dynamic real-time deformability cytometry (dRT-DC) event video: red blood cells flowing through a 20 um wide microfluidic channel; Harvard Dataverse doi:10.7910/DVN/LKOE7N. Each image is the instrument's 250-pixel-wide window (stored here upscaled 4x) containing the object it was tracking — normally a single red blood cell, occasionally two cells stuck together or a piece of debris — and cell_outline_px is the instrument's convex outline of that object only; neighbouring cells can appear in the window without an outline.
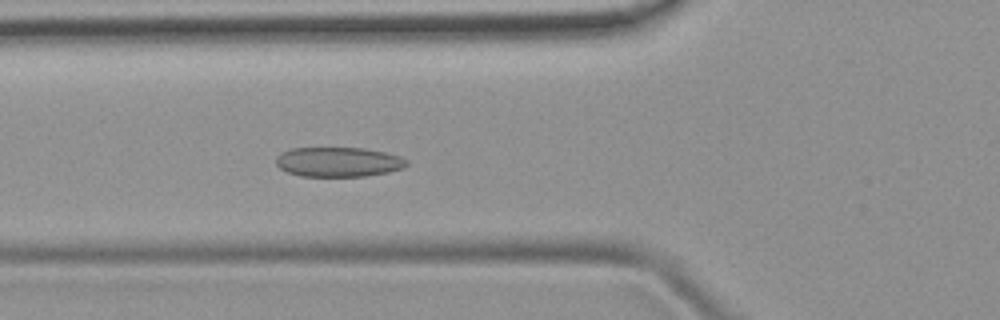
{"species": "common noctule bat (a hibernating species)", "species_latin": "Nyctalus noctula", "temperature_condition": "room temperature", "stored_images_in_passage": 49, "camera_frame_rate_fps": 3000, "um_per_image_px": 0.085, "animal": {"sex": "female", "body_mass_g": 19.9}, "frame": {"image": 1, "passage_image": 18, "time_ms": 5.667, "image_size_px": [1000, 320], "cell_outline_px": [[408, 164], [404, 168], [388, 172], [364, 176], [300, 176], [288, 172], [280, 168], [276, 164], [276, 156], [280, 152], [288, 148], [364, 148], [384, 152], [400, 156], [408, 160]], "centroid_in_image_um": [28.75, 13.76], "position_along_channel_um": 97.1, "area_um2": 22.72}}
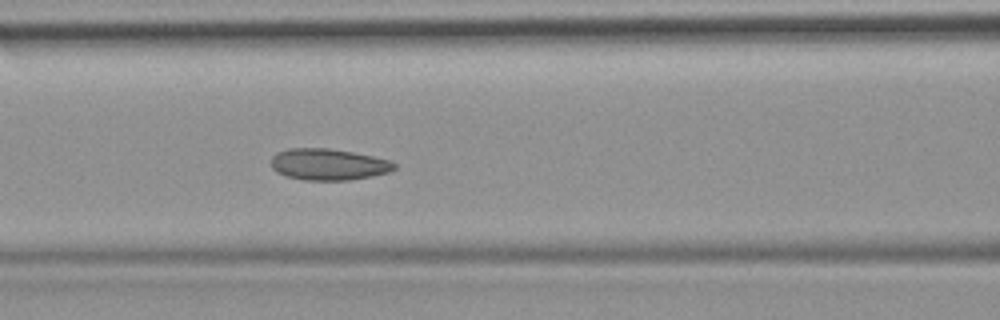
{"frame": {"image": 2, "passage_image": 21, "time_ms": 6.667, "image_size_px": [1000, 320], "cell_outline_px": [[396, 168], [392, 172], [372, 176], [348, 180], [304, 180], [284, 176], [276, 172], [272, 168], [272, 156], [276, 152], [288, 148], [328, 148], [352, 152], [372, 156], [388, 160], [396, 164]], "centroid_in_image_um": [27.9, 13.98], "position_along_channel_um": 138.7, "area_um2": 22.72}}
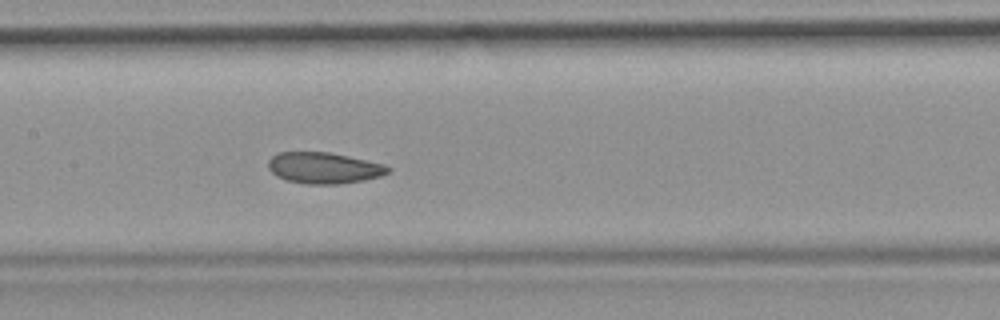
{"frame": {"image": 3, "passage_image": 24, "time_ms": 7.667, "image_size_px": [1000, 320], "cell_outline_px": [[392, 168], [388, 172], [380, 176], [364, 180], [336, 184], [308, 184], [288, 180], [276, 176], [268, 168], [268, 160], [276, 152], [328, 152], [348, 156], [384, 164]], "centroid_in_image_um": [27.51, 14.27], "position_along_channel_um": 179.9, "area_um2": 21.68}}